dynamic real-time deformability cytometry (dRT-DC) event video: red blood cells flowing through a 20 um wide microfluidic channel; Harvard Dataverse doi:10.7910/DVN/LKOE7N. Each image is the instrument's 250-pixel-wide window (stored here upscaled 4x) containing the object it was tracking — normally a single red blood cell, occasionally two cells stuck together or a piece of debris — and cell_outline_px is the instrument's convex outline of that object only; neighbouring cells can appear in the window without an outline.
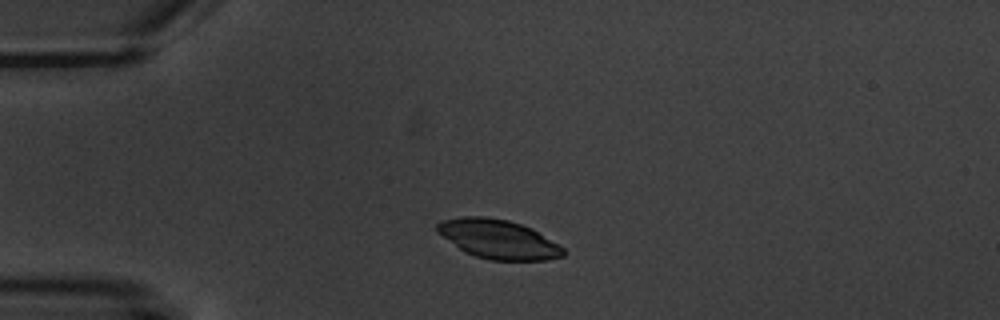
{"species": "common noctule bat (a hibernating species)", "species_latin": "Nyctalus noctula", "temperature_condition": "warm", "stored_images_in_passage": 6, "camera_frame_rate_fps": 3000, "um_per_image_px": 0.085, "animal": {"sex": "male", "body_mass_g": 20.1, "forearm_length_mm": 53.5}, "frame": {"image": 1, "passage_image": 2, "time_ms": 1.0, "image_size_px": [1000, 320], "cell_outline_px": [[564, 256], [548, 260], [488, 260], [464, 252], [436, 232], [436, 224], [444, 220], [460, 216], [484, 216], [508, 220], [532, 228], [564, 248]], "centroid_in_image_um": [42.33, 20.33], "position_along_channel_um": 42.7, "area_um2": 28.73}}